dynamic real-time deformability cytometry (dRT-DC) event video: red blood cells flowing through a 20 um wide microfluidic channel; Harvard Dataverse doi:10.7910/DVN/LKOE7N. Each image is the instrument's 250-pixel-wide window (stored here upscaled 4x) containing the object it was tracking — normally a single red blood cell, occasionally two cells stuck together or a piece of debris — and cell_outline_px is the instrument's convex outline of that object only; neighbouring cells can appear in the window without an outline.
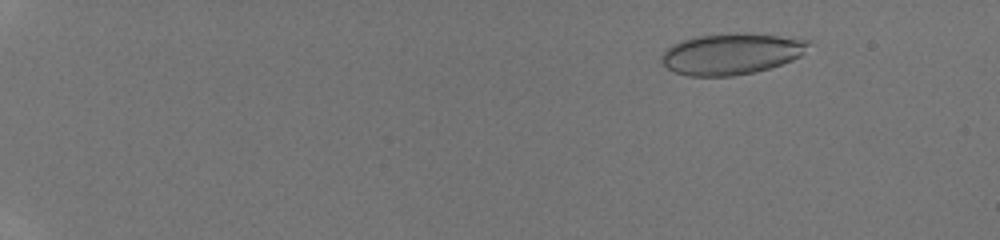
{"species": "human", "species_latin": "Homo sapiens", "temperature_condition": "room temperature", "stored_images_in_passage": 48, "camera_frame_rate_fps": 3000, "um_per_image_px": 0.085, "donor": {"sex": "male"}, "frame": {"image": 1, "passage_image": 8, "time_ms": 2.333, "image_size_px": [1000, 240], "cell_outline_px": [[812, 40], [804, 52], [800, 56], [792, 60], [756, 72], [732, 76], [688, 76], [676, 72], [668, 68], [660, 60], [660, 56], [672, 44], [680, 40], [700, 36], [736, 32], [748, 32]], "centroid_in_image_um": [62.17, 4.56], "position_along_channel_um": 22.8, "area_um2": 35.37}}
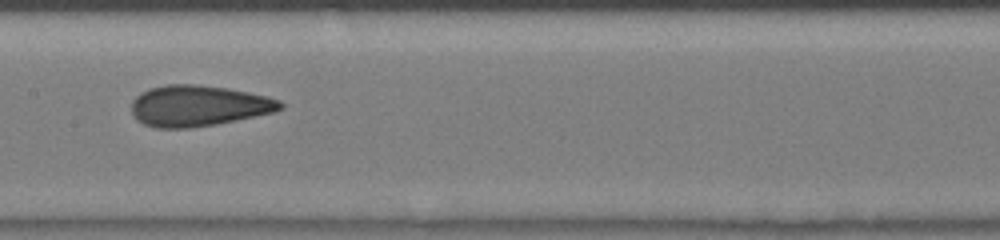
{"frame": {"image": 2, "passage_image": 29, "time_ms": 9.333, "image_size_px": [1000, 240], "cell_outline_px": [[284, 108], [276, 112], [216, 124], [192, 128], [156, 128], [144, 124], [136, 120], [132, 112], [132, 100], [140, 92], [148, 88], [168, 84], [196, 84], [228, 88], [268, 96], [280, 100], [284, 104]], "centroid_in_image_um": [16.87, 8.99], "position_along_channel_um": 190.5, "area_um2": 35.89}}
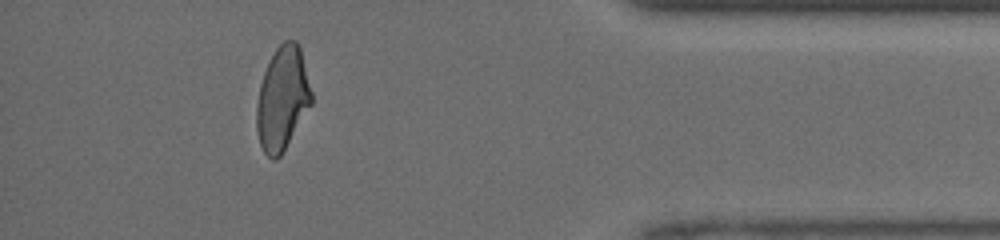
{"frame": {"image": 3, "passage_image": 45, "time_ms": 14.667, "image_size_px": [1000, 240], "cell_outline_px": [[312, 104], [280, 156], [276, 160], [272, 160], [264, 152], [260, 144], [256, 128], [256, 104], [260, 84], [264, 72], [276, 48], [284, 40], [296, 40], [300, 44], [312, 92]], "centroid_in_image_um": [24.01, 8.36], "position_along_channel_um": 411.2, "area_um2": 33.18}}